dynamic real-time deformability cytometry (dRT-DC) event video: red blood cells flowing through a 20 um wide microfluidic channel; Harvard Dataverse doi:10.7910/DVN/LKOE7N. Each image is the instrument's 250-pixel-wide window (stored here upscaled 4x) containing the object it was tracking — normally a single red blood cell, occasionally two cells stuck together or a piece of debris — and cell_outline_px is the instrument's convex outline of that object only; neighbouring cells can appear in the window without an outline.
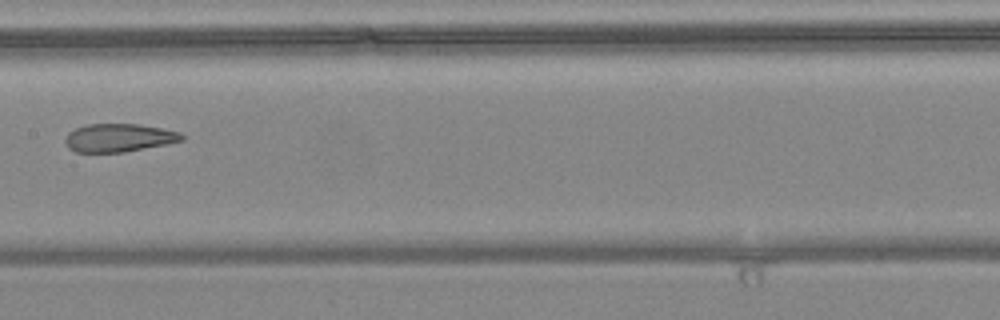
{"species": "common noctule bat (a hibernating species)", "species_latin": "Nyctalus noctula", "temperature_condition": "warm", "stored_images_in_passage": 10, "camera_frame_rate_fps": 3000, "um_per_image_px": 0.085, "animal": {"sex": "female", "body_mass_g": 24.6, "forearm_length_mm": 56.2}, "frame": {"image": 1, "passage_image": 4, "time_ms": 1.0, "image_size_px": [1000, 320], "cell_outline_px": [[184, 140], [168, 144], [124, 152], [76, 152], [68, 148], [64, 140], [68, 132], [76, 128], [88, 124], [140, 124], [180, 132], [184, 136]], "centroid_in_image_um": [10.1, 11.71], "position_along_channel_um": 197.3, "area_um2": 19.19}}
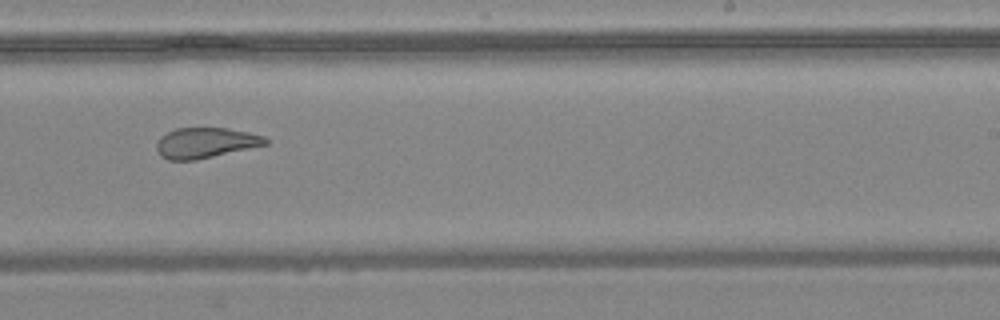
{"frame": {"image": 2, "passage_image": 6, "time_ms": 1.667, "image_size_px": [1000, 320], "cell_outline_px": [[268, 144], [196, 160], [168, 160], [160, 156], [156, 148], [156, 144], [160, 136], [176, 128], [228, 128], [248, 132], [264, 136], [268, 140]], "centroid_in_image_um": [17.45, 12.14], "position_along_channel_um": 271.6, "area_um2": 19.31}}
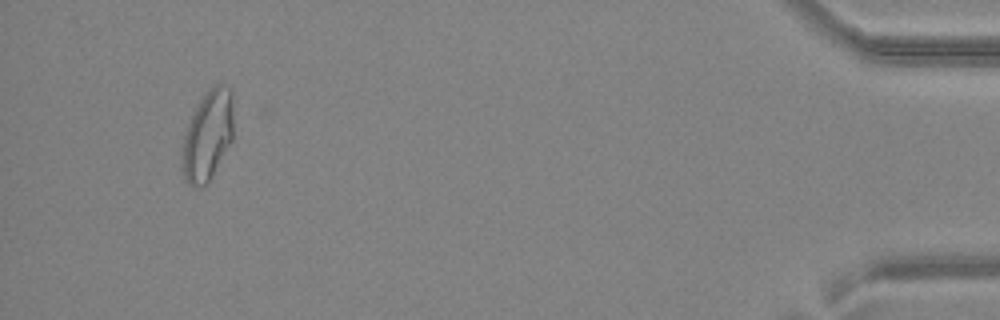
{"frame": {"image": 3, "passage_image": 10, "time_ms": 3.0, "image_size_px": [1000, 320], "cell_outline_px": [[232, 140], [208, 184], [200, 188], [192, 188], [188, 184], [180, 168], [180, 156], [184, 136], [188, 124], [200, 100], [208, 88], [212, 84], [224, 84], [232, 92]], "centroid_in_image_um": [17.62, 11.58], "position_along_channel_um": 417.6, "area_um2": 27.28}}